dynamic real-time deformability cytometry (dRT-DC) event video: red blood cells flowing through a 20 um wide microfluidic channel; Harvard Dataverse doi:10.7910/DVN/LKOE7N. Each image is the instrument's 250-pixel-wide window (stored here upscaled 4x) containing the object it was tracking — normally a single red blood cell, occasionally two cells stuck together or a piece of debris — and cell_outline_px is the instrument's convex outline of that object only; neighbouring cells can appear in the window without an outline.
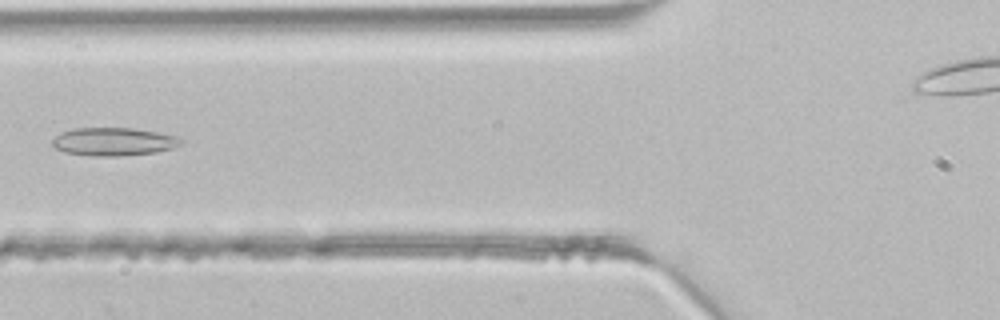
{"species": "common noctule bat (a hibernating species)", "species_latin": "Nyctalus noctula", "temperature_condition": "room temperature", "stored_images_in_passage": 42, "camera_frame_rate_fps": 3000, "um_per_image_px": 0.085, "animal": {"sex": "male", "body_mass_g": 21.5, "forearm_length_mm": 52.0}, "frame": {"image": 1, "passage_image": 15, "time_ms": 4.667, "image_size_px": [1000, 320], "cell_outline_px": [[184, 140], [180, 144], [172, 148], [156, 152], [120, 156], [92, 156], [64, 152], [56, 148], [52, 144], [52, 140], [56, 136], [72, 128], [132, 128], [156, 132], [176, 136]], "centroid_in_image_um": [9.65, 12.04], "position_along_channel_um": 116.1, "area_um2": 20.92}}
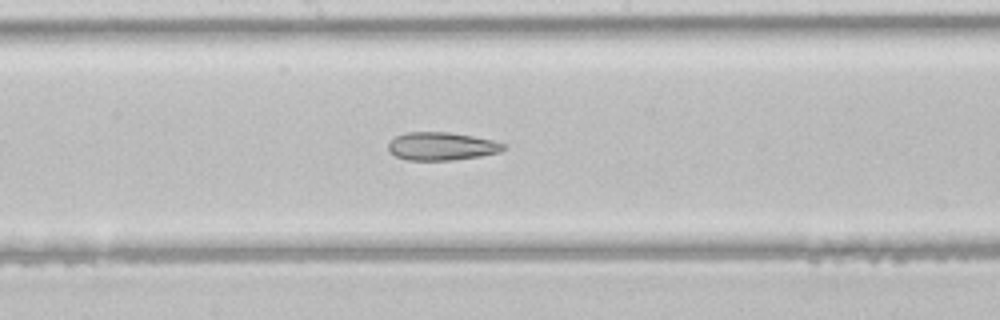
{"frame": {"image": 2, "passage_image": 21, "time_ms": 6.667, "image_size_px": [1000, 320], "cell_outline_px": [[508, 144], [500, 152], [480, 156], [452, 160], [408, 160], [396, 156], [388, 148], [388, 144], [396, 136], [404, 132], [448, 132], [472, 136], [492, 140]], "centroid_in_image_um": [37.55, 12.43], "position_along_channel_um": 210.6, "area_um2": 18.73}}
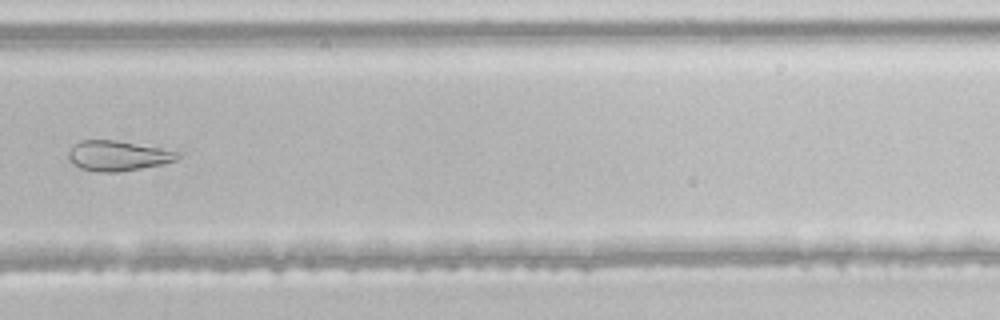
{"frame": {"image": 3, "passage_image": 28, "time_ms": 9.0, "image_size_px": [1000, 320], "cell_outline_px": [[180, 156], [176, 160], [160, 164], [140, 168], [116, 172], [96, 172], [80, 168], [72, 164], [68, 156], [68, 152], [80, 140], [116, 140], [160, 148], [180, 152]], "centroid_in_image_um": [9.99, 13.24], "position_along_channel_um": 319.8, "area_um2": 18.96}}